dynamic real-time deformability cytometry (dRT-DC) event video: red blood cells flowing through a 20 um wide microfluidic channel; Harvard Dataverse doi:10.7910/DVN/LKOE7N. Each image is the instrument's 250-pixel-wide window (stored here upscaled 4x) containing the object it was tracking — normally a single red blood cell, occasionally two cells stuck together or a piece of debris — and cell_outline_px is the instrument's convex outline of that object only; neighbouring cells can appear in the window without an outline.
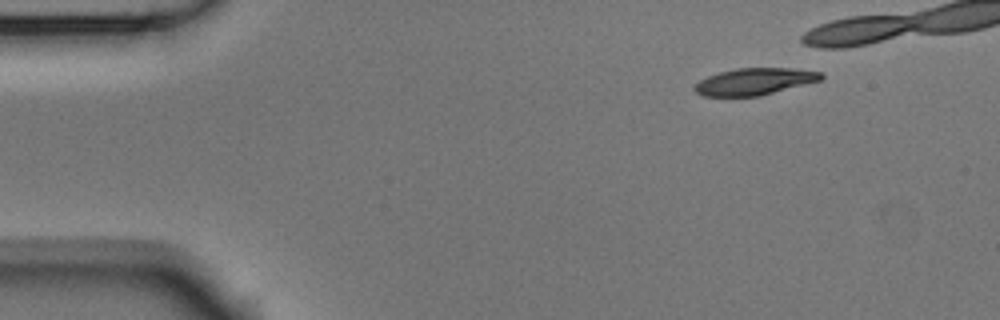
{"species": "Egyptian fruit bat (a non-hibernating species)", "species_latin": "Rousettus aegyptiacus", "temperature_condition": "room temperature", "stored_images_in_passage": 6, "segment_of_instrument_passage": [2, 2], "camera_frame_rate_fps": 3000, "um_per_image_px": 0.085, "animal": {"sex": "male"}, "frame": {"image": 1, "passage_image": 6, "time_ms": 1.667, "image_size_px": [1000, 320], "cell_outline_px": [[824, 76], [820, 80], [760, 96], [704, 96], [696, 92], [692, 88], [700, 80], [708, 76], [720, 72], [736, 68], [792, 68], [820, 72]], "centroid_in_image_um": [64.11, 6.93], "position_along_channel_um": 20.9, "area_um2": 19.59}}